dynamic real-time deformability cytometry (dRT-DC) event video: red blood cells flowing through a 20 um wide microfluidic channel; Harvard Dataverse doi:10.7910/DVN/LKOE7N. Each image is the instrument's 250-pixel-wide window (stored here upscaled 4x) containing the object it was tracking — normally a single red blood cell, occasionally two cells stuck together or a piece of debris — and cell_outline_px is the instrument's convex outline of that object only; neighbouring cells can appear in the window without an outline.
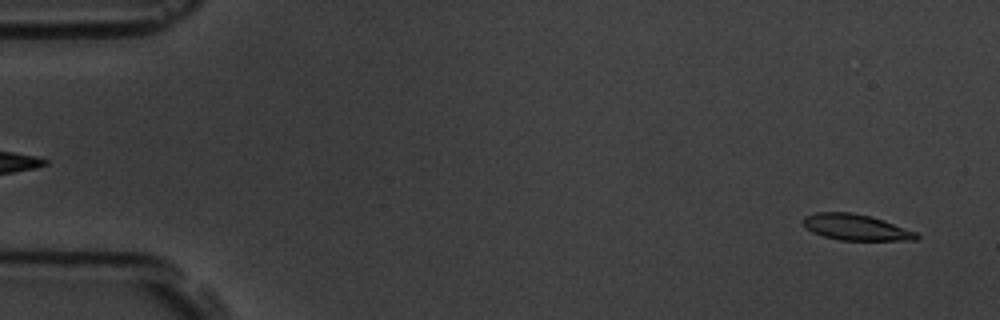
{"species": "common noctule bat (a hibernating species)", "species_latin": "Nyctalus noctula", "temperature_condition": "room temperature", "stored_images_in_passage": 5, "segment_of_instrument_passage": [2, 2], "camera_frame_rate_fps": 3000, "um_per_image_px": 0.085, "animal": {"sex": "male", "body_mass_g": 19.5, "forearm_length_mm": 54.6}, "frame": {"image": 1, "passage_image": 5, "time_ms": 4.667, "image_size_px": [1000, 320], "cell_outline_px": [[920, 236], [916, 240], [840, 240], [824, 236], [812, 232], [800, 220], [804, 216], [816, 212], [852, 212], [872, 216], [884, 220], [916, 232]], "centroid_in_image_um": [72.74, 19.31], "position_along_channel_um": 12.3, "area_um2": 17.22}}